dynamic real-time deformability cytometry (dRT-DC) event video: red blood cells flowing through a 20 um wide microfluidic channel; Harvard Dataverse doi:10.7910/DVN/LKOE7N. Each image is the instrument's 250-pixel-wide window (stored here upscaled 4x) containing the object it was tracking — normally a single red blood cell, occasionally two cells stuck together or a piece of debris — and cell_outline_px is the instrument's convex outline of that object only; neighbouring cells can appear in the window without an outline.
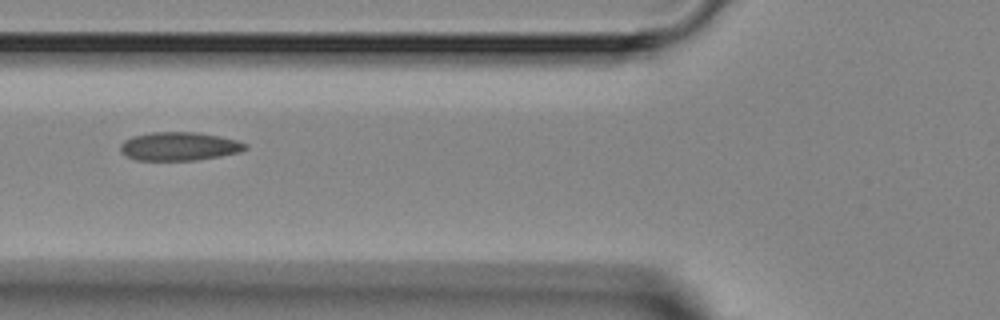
{"species": "Egyptian fruit bat (a non-hibernating species)", "species_latin": "Rousettus aegyptiacus", "temperature_condition": "room temperature", "stored_images_in_passage": 7, "camera_frame_rate_fps": 3000, "um_per_image_px": 0.085, "animal": {"sex": "female"}, "frame": {"image": 1, "passage_image": 7, "time_ms": 6.667, "image_size_px": [1000, 320], "cell_outline_px": [[248, 148], [240, 152], [220, 156], [196, 160], [136, 160], [120, 152], [120, 144], [124, 140], [132, 136], [152, 132], [196, 132], [220, 136], [236, 140], [248, 144]], "centroid_in_image_um": [15.24, 12.43], "position_along_channel_um": 110.6, "area_um2": 20.81}}